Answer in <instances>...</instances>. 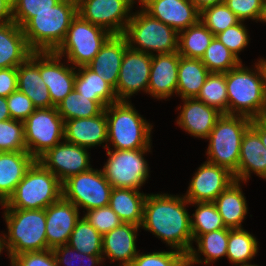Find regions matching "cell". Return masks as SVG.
<instances>
[{
  "label": "cell",
  "instance_id": "1",
  "mask_svg": "<svg viewBox=\"0 0 266 266\" xmlns=\"http://www.w3.org/2000/svg\"><path fill=\"white\" fill-rule=\"evenodd\" d=\"M186 198L171 194H147L143 206V221L140 227L152 232L171 249L183 252L191 250L193 236Z\"/></svg>",
  "mask_w": 266,
  "mask_h": 266
},
{
  "label": "cell",
  "instance_id": "2",
  "mask_svg": "<svg viewBox=\"0 0 266 266\" xmlns=\"http://www.w3.org/2000/svg\"><path fill=\"white\" fill-rule=\"evenodd\" d=\"M226 85L229 115L256 119L266 109V76L260 60L254 69L241 62L226 72Z\"/></svg>",
  "mask_w": 266,
  "mask_h": 266
},
{
  "label": "cell",
  "instance_id": "3",
  "mask_svg": "<svg viewBox=\"0 0 266 266\" xmlns=\"http://www.w3.org/2000/svg\"><path fill=\"white\" fill-rule=\"evenodd\" d=\"M78 14L77 0H61L50 10L36 13L22 31L33 52H55Z\"/></svg>",
  "mask_w": 266,
  "mask_h": 266
},
{
  "label": "cell",
  "instance_id": "4",
  "mask_svg": "<svg viewBox=\"0 0 266 266\" xmlns=\"http://www.w3.org/2000/svg\"><path fill=\"white\" fill-rule=\"evenodd\" d=\"M8 235L4 234V249L14 258L23 252L48 250L45 209H5Z\"/></svg>",
  "mask_w": 266,
  "mask_h": 266
},
{
  "label": "cell",
  "instance_id": "5",
  "mask_svg": "<svg viewBox=\"0 0 266 266\" xmlns=\"http://www.w3.org/2000/svg\"><path fill=\"white\" fill-rule=\"evenodd\" d=\"M107 142L117 150L151 148L152 125L133 107L130 101H118L105 109Z\"/></svg>",
  "mask_w": 266,
  "mask_h": 266
},
{
  "label": "cell",
  "instance_id": "6",
  "mask_svg": "<svg viewBox=\"0 0 266 266\" xmlns=\"http://www.w3.org/2000/svg\"><path fill=\"white\" fill-rule=\"evenodd\" d=\"M62 196V182L38 160H35L17 184L12 195L1 207L5 209H46Z\"/></svg>",
  "mask_w": 266,
  "mask_h": 266
},
{
  "label": "cell",
  "instance_id": "7",
  "mask_svg": "<svg viewBox=\"0 0 266 266\" xmlns=\"http://www.w3.org/2000/svg\"><path fill=\"white\" fill-rule=\"evenodd\" d=\"M251 121L246 116L222 114L207 138L206 161L225 167L234 174L238 170L242 138Z\"/></svg>",
  "mask_w": 266,
  "mask_h": 266
},
{
  "label": "cell",
  "instance_id": "8",
  "mask_svg": "<svg viewBox=\"0 0 266 266\" xmlns=\"http://www.w3.org/2000/svg\"><path fill=\"white\" fill-rule=\"evenodd\" d=\"M124 32L128 46L134 50L153 55L178 52L179 33L169 25L152 17L142 7L132 12Z\"/></svg>",
  "mask_w": 266,
  "mask_h": 266
},
{
  "label": "cell",
  "instance_id": "9",
  "mask_svg": "<svg viewBox=\"0 0 266 266\" xmlns=\"http://www.w3.org/2000/svg\"><path fill=\"white\" fill-rule=\"evenodd\" d=\"M110 36L107 30L84 20L77 14L55 53L61 57L66 56L67 62L75 68L86 66Z\"/></svg>",
  "mask_w": 266,
  "mask_h": 266
},
{
  "label": "cell",
  "instance_id": "10",
  "mask_svg": "<svg viewBox=\"0 0 266 266\" xmlns=\"http://www.w3.org/2000/svg\"><path fill=\"white\" fill-rule=\"evenodd\" d=\"M151 148L117 150L106 148L108 160L101 169L113 188L139 190L149 178L148 162L144 155Z\"/></svg>",
  "mask_w": 266,
  "mask_h": 266
},
{
  "label": "cell",
  "instance_id": "11",
  "mask_svg": "<svg viewBox=\"0 0 266 266\" xmlns=\"http://www.w3.org/2000/svg\"><path fill=\"white\" fill-rule=\"evenodd\" d=\"M23 124L27 152L35 160L64 140V120L57 107L35 109Z\"/></svg>",
  "mask_w": 266,
  "mask_h": 266
},
{
  "label": "cell",
  "instance_id": "12",
  "mask_svg": "<svg viewBox=\"0 0 266 266\" xmlns=\"http://www.w3.org/2000/svg\"><path fill=\"white\" fill-rule=\"evenodd\" d=\"M112 189L102 170L92 167L62 183L63 197L86 211L109 206Z\"/></svg>",
  "mask_w": 266,
  "mask_h": 266
},
{
  "label": "cell",
  "instance_id": "13",
  "mask_svg": "<svg viewBox=\"0 0 266 266\" xmlns=\"http://www.w3.org/2000/svg\"><path fill=\"white\" fill-rule=\"evenodd\" d=\"M135 0H77L78 14L111 35L124 34Z\"/></svg>",
  "mask_w": 266,
  "mask_h": 266
},
{
  "label": "cell",
  "instance_id": "14",
  "mask_svg": "<svg viewBox=\"0 0 266 266\" xmlns=\"http://www.w3.org/2000/svg\"><path fill=\"white\" fill-rule=\"evenodd\" d=\"M152 55L126 48L115 91L118 101H129L140 90L147 93Z\"/></svg>",
  "mask_w": 266,
  "mask_h": 266
},
{
  "label": "cell",
  "instance_id": "15",
  "mask_svg": "<svg viewBox=\"0 0 266 266\" xmlns=\"http://www.w3.org/2000/svg\"><path fill=\"white\" fill-rule=\"evenodd\" d=\"M88 148L62 141L48 149L37 160L62 183L73 175L91 168Z\"/></svg>",
  "mask_w": 266,
  "mask_h": 266
},
{
  "label": "cell",
  "instance_id": "16",
  "mask_svg": "<svg viewBox=\"0 0 266 266\" xmlns=\"http://www.w3.org/2000/svg\"><path fill=\"white\" fill-rule=\"evenodd\" d=\"M234 181L233 173L227 168L205 161L194 173L186 194L182 196L190 203L214 202Z\"/></svg>",
  "mask_w": 266,
  "mask_h": 266
},
{
  "label": "cell",
  "instance_id": "17",
  "mask_svg": "<svg viewBox=\"0 0 266 266\" xmlns=\"http://www.w3.org/2000/svg\"><path fill=\"white\" fill-rule=\"evenodd\" d=\"M152 17L178 33L200 20V10L191 0H137Z\"/></svg>",
  "mask_w": 266,
  "mask_h": 266
},
{
  "label": "cell",
  "instance_id": "18",
  "mask_svg": "<svg viewBox=\"0 0 266 266\" xmlns=\"http://www.w3.org/2000/svg\"><path fill=\"white\" fill-rule=\"evenodd\" d=\"M55 52H40V74L48 87L52 107H56L73 89L76 68L60 62Z\"/></svg>",
  "mask_w": 266,
  "mask_h": 266
},
{
  "label": "cell",
  "instance_id": "19",
  "mask_svg": "<svg viewBox=\"0 0 266 266\" xmlns=\"http://www.w3.org/2000/svg\"><path fill=\"white\" fill-rule=\"evenodd\" d=\"M46 239L48 249L68 243L70 235L80 219L79 209L63 196L46 209Z\"/></svg>",
  "mask_w": 266,
  "mask_h": 266
},
{
  "label": "cell",
  "instance_id": "20",
  "mask_svg": "<svg viewBox=\"0 0 266 266\" xmlns=\"http://www.w3.org/2000/svg\"><path fill=\"white\" fill-rule=\"evenodd\" d=\"M180 56L178 52L152 55L147 93L154 99H166L176 93Z\"/></svg>",
  "mask_w": 266,
  "mask_h": 266
},
{
  "label": "cell",
  "instance_id": "21",
  "mask_svg": "<svg viewBox=\"0 0 266 266\" xmlns=\"http://www.w3.org/2000/svg\"><path fill=\"white\" fill-rule=\"evenodd\" d=\"M105 110L98 116L64 121V141L85 148L103 145L109 147Z\"/></svg>",
  "mask_w": 266,
  "mask_h": 266
},
{
  "label": "cell",
  "instance_id": "22",
  "mask_svg": "<svg viewBox=\"0 0 266 266\" xmlns=\"http://www.w3.org/2000/svg\"><path fill=\"white\" fill-rule=\"evenodd\" d=\"M183 102L182 108H177L180 109L177 124L191 136L207 139L222 113L196 98H186Z\"/></svg>",
  "mask_w": 266,
  "mask_h": 266
},
{
  "label": "cell",
  "instance_id": "23",
  "mask_svg": "<svg viewBox=\"0 0 266 266\" xmlns=\"http://www.w3.org/2000/svg\"><path fill=\"white\" fill-rule=\"evenodd\" d=\"M140 226L122 223L103 235L102 258L108 257L111 263L120 261V266H130L138 252L136 249L137 232ZM105 257V258H104Z\"/></svg>",
  "mask_w": 266,
  "mask_h": 266
},
{
  "label": "cell",
  "instance_id": "24",
  "mask_svg": "<svg viewBox=\"0 0 266 266\" xmlns=\"http://www.w3.org/2000/svg\"><path fill=\"white\" fill-rule=\"evenodd\" d=\"M127 47L128 42L123 34L111 35L93 60L86 66L115 90L122 59Z\"/></svg>",
  "mask_w": 266,
  "mask_h": 266
},
{
  "label": "cell",
  "instance_id": "25",
  "mask_svg": "<svg viewBox=\"0 0 266 266\" xmlns=\"http://www.w3.org/2000/svg\"><path fill=\"white\" fill-rule=\"evenodd\" d=\"M17 89L31 99L36 109L52 107L48 87L40 74V52H33L17 67Z\"/></svg>",
  "mask_w": 266,
  "mask_h": 266
},
{
  "label": "cell",
  "instance_id": "26",
  "mask_svg": "<svg viewBox=\"0 0 266 266\" xmlns=\"http://www.w3.org/2000/svg\"><path fill=\"white\" fill-rule=\"evenodd\" d=\"M252 172L266 180V148L250 126L242 138L238 170L233 176L236 181L246 183Z\"/></svg>",
  "mask_w": 266,
  "mask_h": 266
},
{
  "label": "cell",
  "instance_id": "27",
  "mask_svg": "<svg viewBox=\"0 0 266 266\" xmlns=\"http://www.w3.org/2000/svg\"><path fill=\"white\" fill-rule=\"evenodd\" d=\"M33 51L28 46L22 28L15 22L0 24V67H18Z\"/></svg>",
  "mask_w": 266,
  "mask_h": 266
},
{
  "label": "cell",
  "instance_id": "28",
  "mask_svg": "<svg viewBox=\"0 0 266 266\" xmlns=\"http://www.w3.org/2000/svg\"><path fill=\"white\" fill-rule=\"evenodd\" d=\"M34 161L27 151L0 152V205L12 195Z\"/></svg>",
  "mask_w": 266,
  "mask_h": 266
},
{
  "label": "cell",
  "instance_id": "29",
  "mask_svg": "<svg viewBox=\"0 0 266 266\" xmlns=\"http://www.w3.org/2000/svg\"><path fill=\"white\" fill-rule=\"evenodd\" d=\"M240 181L232 182L214 201L226 228H243L242 222L248 212L247 201Z\"/></svg>",
  "mask_w": 266,
  "mask_h": 266
},
{
  "label": "cell",
  "instance_id": "30",
  "mask_svg": "<svg viewBox=\"0 0 266 266\" xmlns=\"http://www.w3.org/2000/svg\"><path fill=\"white\" fill-rule=\"evenodd\" d=\"M146 193L130 188H113L109 206L123 223L141 226Z\"/></svg>",
  "mask_w": 266,
  "mask_h": 266
},
{
  "label": "cell",
  "instance_id": "31",
  "mask_svg": "<svg viewBox=\"0 0 266 266\" xmlns=\"http://www.w3.org/2000/svg\"><path fill=\"white\" fill-rule=\"evenodd\" d=\"M194 242L197 243L198 249L191 248L187 256V266L194 264L205 263L209 265L220 259L226 257L227 243H228V229H219L206 234L198 236ZM204 255V258H199Z\"/></svg>",
  "mask_w": 266,
  "mask_h": 266
},
{
  "label": "cell",
  "instance_id": "32",
  "mask_svg": "<svg viewBox=\"0 0 266 266\" xmlns=\"http://www.w3.org/2000/svg\"><path fill=\"white\" fill-rule=\"evenodd\" d=\"M209 74L201 59L180 56L176 95L181 99L196 98Z\"/></svg>",
  "mask_w": 266,
  "mask_h": 266
},
{
  "label": "cell",
  "instance_id": "33",
  "mask_svg": "<svg viewBox=\"0 0 266 266\" xmlns=\"http://www.w3.org/2000/svg\"><path fill=\"white\" fill-rule=\"evenodd\" d=\"M76 69L74 89L93 101H102L106 106L118 102L114 89L87 66Z\"/></svg>",
  "mask_w": 266,
  "mask_h": 266
},
{
  "label": "cell",
  "instance_id": "34",
  "mask_svg": "<svg viewBox=\"0 0 266 266\" xmlns=\"http://www.w3.org/2000/svg\"><path fill=\"white\" fill-rule=\"evenodd\" d=\"M215 35L199 20L179 32L178 53L186 58L201 59Z\"/></svg>",
  "mask_w": 266,
  "mask_h": 266
},
{
  "label": "cell",
  "instance_id": "35",
  "mask_svg": "<svg viewBox=\"0 0 266 266\" xmlns=\"http://www.w3.org/2000/svg\"><path fill=\"white\" fill-rule=\"evenodd\" d=\"M256 237L243 228L228 229L226 257L236 266L248 265L258 252Z\"/></svg>",
  "mask_w": 266,
  "mask_h": 266
},
{
  "label": "cell",
  "instance_id": "36",
  "mask_svg": "<svg viewBox=\"0 0 266 266\" xmlns=\"http://www.w3.org/2000/svg\"><path fill=\"white\" fill-rule=\"evenodd\" d=\"M64 121L98 116L107 107L102 101H93L73 89L57 106Z\"/></svg>",
  "mask_w": 266,
  "mask_h": 266
},
{
  "label": "cell",
  "instance_id": "37",
  "mask_svg": "<svg viewBox=\"0 0 266 266\" xmlns=\"http://www.w3.org/2000/svg\"><path fill=\"white\" fill-rule=\"evenodd\" d=\"M196 99L228 114L226 73L210 72Z\"/></svg>",
  "mask_w": 266,
  "mask_h": 266
},
{
  "label": "cell",
  "instance_id": "38",
  "mask_svg": "<svg viewBox=\"0 0 266 266\" xmlns=\"http://www.w3.org/2000/svg\"><path fill=\"white\" fill-rule=\"evenodd\" d=\"M102 238L103 236L82 217L77 221L67 245L87 255H102Z\"/></svg>",
  "mask_w": 266,
  "mask_h": 266
},
{
  "label": "cell",
  "instance_id": "39",
  "mask_svg": "<svg viewBox=\"0 0 266 266\" xmlns=\"http://www.w3.org/2000/svg\"><path fill=\"white\" fill-rule=\"evenodd\" d=\"M197 205L195 213L190 217L193 241L201 234L226 228L214 202H193Z\"/></svg>",
  "mask_w": 266,
  "mask_h": 266
},
{
  "label": "cell",
  "instance_id": "40",
  "mask_svg": "<svg viewBox=\"0 0 266 266\" xmlns=\"http://www.w3.org/2000/svg\"><path fill=\"white\" fill-rule=\"evenodd\" d=\"M201 61L209 72L216 73H226L242 62L216 37L211 41Z\"/></svg>",
  "mask_w": 266,
  "mask_h": 266
},
{
  "label": "cell",
  "instance_id": "41",
  "mask_svg": "<svg viewBox=\"0 0 266 266\" xmlns=\"http://www.w3.org/2000/svg\"><path fill=\"white\" fill-rule=\"evenodd\" d=\"M200 21L214 34L225 31L241 20L224 4H216L200 11Z\"/></svg>",
  "mask_w": 266,
  "mask_h": 266
},
{
  "label": "cell",
  "instance_id": "42",
  "mask_svg": "<svg viewBox=\"0 0 266 266\" xmlns=\"http://www.w3.org/2000/svg\"><path fill=\"white\" fill-rule=\"evenodd\" d=\"M27 151L23 121L8 119L0 122V152Z\"/></svg>",
  "mask_w": 266,
  "mask_h": 266
},
{
  "label": "cell",
  "instance_id": "43",
  "mask_svg": "<svg viewBox=\"0 0 266 266\" xmlns=\"http://www.w3.org/2000/svg\"><path fill=\"white\" fill-rule=\"evenodd\" d=\"M130 266H187V256L178 250L139 253Z\"/></svg>",
  "mask_w": 266,
  "mask_h": 266
},
{
  "label": "cell",
  "instance_id": "44",
  "mask_svg": "<svg viewBox=\"0 0 266 266\" xmlns=\"http://www.w3.org/2000/svg\"><path fill=\"white\" fill-rule=\"evenodd\" d=\"M61 0H16L13 6V22L23 27L36 13L50 10Z\"/></svg>",
  "mask_w": 266,
  "mask_h": 266
},
{
  "label": "cell",
  "instance_id": "45",
  "mask_svg": "<svg viewBox=\"0 0 266 266\" xmlns=\"http://www.w3.org/2000/svg\"><path fill=\"white\" fill-rule=\"evenodd\" d=\"M83 212L85 213L83 217L102 236L123 223L110 206L94 208Z\"/></svg>",
  "mask_w": 266,
  "mask_h": 266
},
{
  "label": "cell",
  "instance_id": "46",
  "mask_svg": "<svg viewBox=\"0 0 266 266\" xmlns=\"http://www.w3.org/2000/svg\"><path fill=\"white\" fill-rule=\"evenodd\" d=\"M247 30L244 21H240L238 24L216 34L215 37L241 61L238 54L245 49L250 40Z\"/></svg>",
  "mask_w": 266,
  "mask_h": 266
},
{
  "label": "cell",
  "instance_id": "47",
  "mask_svg": "<svg viewBox=\"0 0 266 266\" xmlns=\"http://www.w3.org/2000/svg\"><path fill=\"white\" fill-rule=\"evenodd\" d=\"M52 251L55 255L58 266H61L62 264L65 266H75L74 261L76 260H79L77 261L78 266H86V265L97 266V265H100L101 263H104L102 255H87V254L78 252L77 250H75L74 248L70 247L67 244L56 247ZM84 260L88 261V264H86L87 262L85 263ZM82 262H84L85 265L82 264Z\"/></svg>",
  "mask_w": 266,
  "mask_h": 266
},
{
  "label": "cell",
  "instance_id": "48",
  "mask_svg": "<svg viewBox=\"0 0 266 266\" xmlns=\"http://www.w3.org/2000/svg\"><path fill=\"white\" fill-rule=\"evenodd\" d=\"M224 4L241 20L261 22L264 0H224Z\"/></svg>",
  "mask_w": 266,
  "mask_h": 266
},
{
  "label": "cell",
  "instance_id": "49",
  "mask_svg": "<svg viewBox=\"0 0 266 266\" xmlns=\"http://www.w3.org/2000/svg\"><path fill=\"white\" fill-rule=\"evenodd\" d=\"M6 98L11 119L24 121L36 109L31 99L18 89Z\"/></svg>",
  "mask_w": 266,
  "mask_h": 266
},
{
  "label": "cell",
  "instance_id": "50",
  "mask_svg": "<svg viewBox=\"0 0 266 266\" xmlns=\"http://www.w3.org/2000/svg\"><path fill=\"white\" fill-rule=\"evenodd\" d=\"M21 266H58L51 249L23 252L14 257Z\"/></svg>",
  "mask_w": 266,
  "mask_h": 266
},
{
  "label": "cell",
  "instance_id": "51",
  "mask_svg": "<svg viewBox=\"0 0 266 266\" xmlns=\"http://www.w3.org/2000/svg\"><path fill=\"white\" fill-rule=\"evenodd\" d=\"M17 90V67L0 69V97H8Z\"/></svg>",
  "mask_w": 266,
  "mask_h": 266
},
{
  "label": "cell",
  "instance_id": "52",
  "mask_svg": "<svg viewBox=\"0 0 266 266\" xmlns=\"http://www.w3.org/2000/svg\"><path fill=\"white\" fill-rule=\"evenodd\" d=\"M13 21V7L5 0H0V24Z\"/></svg>",
  "mask_w": 266,
  "mask_h": 266
},
{
  "label": "cell",
  "instance_id": "53",
  "mask_svg": "<svg viewBox=\"0 0 266 266\" xmlns=\"http://www.w3.org/2000/svg\"><path fill=\"white\" fill-rule=\"evenodd\" d=\"M11 119L7 98L0 97V122Z\"/></svg>",
  "mask_w": 266,
  "mask_h": 266
},
{
  "label": "cell",
  "instance_id": "54",
  "mask_svg": "<svg viewBox=\"0 0 266 266\" xmlns=\"http://www.w3.org/2000/svg\"><path fill=\"white\" fill-rule=\"evenodd\" d=\"M251 127L259 134L261 142L266 148V129L256 119H252Z\"/></svg>",
  "mask_w": 266,
  "mask_h": 266
},
{
  "label": "cell",
  "instance_id": "55",
  "mask_svg": "<svg viewBox=\"0 0 266 266\" xmlns=\"http://www.w3.org/2000/svg\"><path fill=\"white\" fill-rule=\"evenodd\" d=\"M194 5L201 11L203 8L211 5L224 3V0H191Z\"/></svg>",
  "mask_w": 266,
  "mask_h": 266
},
{
  "label": "cell",
  "instance_id": "56",
  "mask_svg": "<svg viewBox=\"0 0 266 266\" xmlns=\"http://www.w3.org/2000/svg\"><path fill=\"white\" fill-rule=\"evenodd\" d=\"M256 120L266 129V109L256 118Z\"/></svg>",
  "mask_w": 266,
  "mask_h": 266
},
{
  "label": "cell",
  "instance_id": "57",
  "mask_svg": "<svg viewBox=\"0 0 266 266\" xmlns=\"http://www.w3.org/2000/svg\"><path fill=\"white\" fill-rule=\"evenodd\" d=\"M261 22L266 23V0H264V11H263Z\"/></svg>",
  "mask_w": 266,
  "mask_h": 266
},
{
  "label": "cell",
  "instance_id": "58",
  "mask_svg": "<svg viewBox=\"0 0 266 266\" xmlns=\"http://www.w3.org/2000/svg\"><path fill=\"white\" fill-rule=\"evenodd\" d=\"M4 249V236H0V252Z\"/></svg>",
  "mask_w": 266,
  "mask_h": 266
},
{
  "label": "cell",
  "instance_id": "59",
  "mask_svg": "<svg viewBox=\"0 0 266 266\" xmlns=\"http://www.w3.org/2000/svg\"><path fill=\"white\" fill-rule=\"evenodd\" d=\"M260 61H261V63H262V66H263V69H264V72H265V76H266V59L264 60V58L262 59V58L260 57Z\"/></svg>",
  "mask_w": 266,
  "mask_h": 266
},
{
  "label": "cell",
  "instance_id": "60",
  "mask_svg": "<svg viewBox=\"0 0 266 266\" xmlns=\"http://www.w3.org/2000/svg\"><path fill=\"white\" fill-rule=\"evenodd\" d=\"M11 266H21L14 258H10Z\"/></svg>",
  "mask_w": 266,
  "mask_h": 266
},
{
  "label": "cell",
  "instance_id": "61",
  "mask_svg": "<svg viewBox=\"0 0 266 266\" xmlns=\"http://www.w3.org/2000/svg\"><path fill=\"white\" fill-rule=\"evenodd\" d=\"M6 2H8L12 7L15 5L16 0H5Z\"/></svg>",
  "mask_w": 266,
  "mask_h": 266
},
{
  "label": "cell",
  "instance_id": "62",
  "mask_svg": "<svg viewBox=\"0 0 266 266\" xmlns=\"http://www.w3.org/2000/svg\"><path fill=\"white\" fill-rule=\"evenodd\" d=\"M241 266H258V265H255V264H248V265H241Z\"/></svg>",
  "mask_w": 266,
  "mask_h": 266
}]
</instances>
